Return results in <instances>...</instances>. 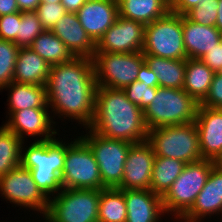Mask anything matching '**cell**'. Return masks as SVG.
<instances>
[{
  "mask_svg": "<svg viewBox=\"0 0 222 222\" xmlns=\"http://www.w3.org/2000/svg\"><path fill=\"white\" fill-rule=\"evenodd\" d=\"M96 89L91 58L73 57L68 62L52 65L46 84L52 117L73 119L88 128L94 119Z\"/></svg>",
  "mask_w": 222,
  "mask_h": 222,
  "instance_id": "6da1fadb",
  "label": "cell"
},
{
  "mask_svg": "<svg viewBox=\"0 0 222 222\" xmlns=\"http://www.w3.org/2000/svg\"><path fill=\"white\" fill-rule=\"evenodd\" d=\"M108 139L140 143L147 140L144 112L123 89L97 86L94 119L88 127Z\"/></svg>",
  "mask_w": 222,
  "mask_h": 222,
  "instance_id": "7a4b0ae2",
  "label": "cell"
},
{
  "mask_svg": "<svg viewBox=\"0 0 222 222\" xmlns=\"http://www.w3.org/2000/svg\"><path fill=\"white\" fill-rule=\"evenodd\" d=\"M24 143L23 141L21 146L20 165L30 170L33 180L48 199L54 197L63 189L61 173L64 168L67 143L56 137L46 141L34 140L30 146H27L28 148Z\"/></svg>",
  "mask_w": 222,
  "mask_h": 222,
  "instance_id": "3957f363",
  "label": "cell"
},
{
  "mask_svg": "<svg viewBox=\"0 0 222 222\" xmlns=\"http://www.w3.org/2000/svg\"><path fill=\"white\" fill-rule=\"evenodd\" d=\"M198 103L183 89L157 87L151 104L143 111L146 127L153 128L194 122Z\"/></svg>",
  "mask_w": 222,
  "mask_h": 222,
  "instance_id": "277c9868",
  "label": "cell"
},
{
  "mask_svg": "<svg viewBox=\"0 0 222 222\" xmlns=\"http://www.w3.org/2000/svg\"><path fill=\"white\" fill-rule=\"evenodd\" d=\"M147 142L158 157H168L188 164L202 159L195 122L153 128Z\"/></svg>",
  "mask_w": 222,
  "mask_h": 222,
  "instance_id": "5b68a950",
  "label": "cell"
},
{
  "mask_svg": "<svg viewBox=\"0 0 222 222\" xmlns=\"http://www.w3.org/2000/svg\"><path fill=\"white\" fill-rule=\"evenodd\" d=\"M213 161L201 159L186 164L185 168L162 197L165 214L180 220L194 205L197 195L205 186Z\"/></svg>",
  "mask_w": 222,
  "mask_h": 222,
  "instance_id": "8992f818",
  "label": "cell"
},
{
  "mask_svg": "<svg viewBox=\"0 0 222 222\" xmlns=\"http://www.w3.org/2000/svg\"><path fill=\"white\" fill-rule=\"evenodd\" d=\"M100 190L66 189L49 199L45 222H98Z\"/></svg>",
  "mask_w": 222,
  "mask_h": 222,
  "instance_id": "52a82bcc",
  "label": "cell"
},
{
  "mask_svg": "<svg viewBox=\"0 0 222 222\" xmlns=\"http://www.w3.org/2000/svg\"><path fill=\"white\" fill-rule=\"evenodd\" d=\"M61 184L66 189H105L95 156L80 136L67 143Z\"/></svg>",
  "mask_w": 222,
  "mask_h": 222,
  "instance_id": "ba28073f",
  "label": "cell"
},
{
  "mask_svg": "<svg viewBox=\"0 0 222 222\" xmlns=\"http://www.w3.org/2000/svg\"><path fill=\"white\" fill-rule=\"evenodd\" d=\"M142 53L166 59H186L182 15L169 11L164 17L147 24Z\"/></svg>",
  "mask_w": 222,
  "mask_h": 222,
  "instance_id": "9c48e42d",
  "label": "cell"
},
{
  "mask_svg": "<svg viewBox=\"0 0 222 222\" xmlns=\"http://www.w3.org/2000/svg\"><path fill=\"white\" fill-rule=\"evenodd\" d=\"M97 86L124 89L137 80L145 62L142 51L132 53L95 52L92 56Z\"/></svg>",
  "mask_w": 222,
  "mask_h": 222,
  "instance_id": "30bf717a",
  "label": "cell"
},
{
  "mask_svg": "<svg viewBox=\"0 0 222 222\" xmlns=\"http://www.w3.org/2000/svg\"><path fill=\"white\" fill-rule=\"evenodd\" d=\"M80 137L95 156L103 186L118 188L121 185L127 153L132 143L105 138L89 128H86V134Z\"/></svg>",
  "mask_w": 222,
  "mask_h": 222,
  "instance_id": "8fae6325",
  "label": "cell"
},
{
  "mask_svg": "<svg viewBox=\"0 0 222 222\" xmlns=\"http://www.w3.org/2000/svg\"><path fill=\"white\" fill-rule=\"evenodd\" d=\"M0 193L6 201L37 211L43 218L48 211L49 199L38 188L30 170L21 165L0 176Z\"/></svg>",
  "mask_w": 222,
  "mask_h": 222,
  "instance_id": "7c38bea8",
  "label": "cell"
},
{
  "mask_svg": "<svg viewBox=\"0 0 222 222\" xmlns=\"http://www.w3.org/2000/svg\"><path fill=\"white\" fill-rule=\"evenodd\" d=\"M145 26L138 21L118 16L116 22L95 44V52L132 53L142 51Z\"/></svg>",
  "mask_w": 222,
  "mask_h": 222,
  "instance_id": "4fadbf2b",
  "label": "cell"
},
{
  "mask_svg": "<svg viewBox=\"0 0 222 222\" xmlns=\"http://www.w3.org/2000/svg\"><path fill=\"white\" fill-rule=\"evenodd\" d=\"M155 154L146 141L134 143L127 153L123 178L118 189L151 190V176Z\"/></svg>",
  "mask_w": 222,
  "mask_h": 222,
  "instance_id": "5bb4252c",
  "label": "cell"
},
{
  "mask_svg": "<svg viewBox=\"0 0 222 222\" xmlns=\"http://www.w3.org/2000/svg\"><path fill=\"white\" fill-rule=\"evenodd\" d=\"M49 112V109L36 108L14 111L3 125L22 141H25L24 139L27 136L41 137L36 141L50 140L55 138L56 134H59L57 133L58 129H55L56 122Z\"/></svg>",
  "mask_w": 222,
  "mask_h": 222,
  "instance_id": "9a60e30c",
  "label": "cell"
},
{
  "mask_svg": "<svg viewBox=\"0 0 222 222\" xmlns=\"http://www.w3.org/2000/svg\"><path fill=\"white\" fill-rule=\"evenodd\" d=\"M79 22L96 44L116 22L119 11L117 0H87L76 12Z\"/></svg>",
  "mask_w": 222,
  "mask_h": 222,
  "instance_id": "2e32d148",
  "label": "cell"
},
{
  "mask_svg": "<svg viewBox=\"0 0 222 222\" xmlns=\"http://www.w3.org/2000/svg\"><path fill=\"white\" fill-rule=\"evenodd\" d=\"M194 122L202 159L214 161L222 152V109L198 105Z\"/></svg>",
  "mask_w": 222,
  "mask_h": 222,
  "instance_id": "e0dca14e",
  "label": "cell"
},
{
  "mask_svg": "<svg viewBox=\"0 0 222 222\" xmlns=\"http://www.w3.org/2000/svg\"><path fill=\"white\" fill-rule=\"evenodd\" d=\"M220 213L222 216V171L213 166L194 205L179 221L201 222L206 216L212 218V215Z\"/></svg>",
  "mask_w": 222,
  "mask_h": 222,
  "instance_id": "ac0fdd59",
  "label": "cell"
},
{
  "mask_svg": "<svg viewBox=\"0 0 222 222\" xmlns=\"http://www.w3.org/2000/svg\"><path fill=\"white\" fill-rule=\"evenodd\" d=\"M51 31L61 39L74 57L92 58L95 53V43L82 27L76 13L67 12Z\"/></svg>",
  "mask_w": 222,
  "mask_h": 222,
  "instance_id": "d6986e66",
  "label": "cell"
},
{
  "mask_svg": "<svg viewBox=\"0 0 222 222\" xmlns=\"http://www.w3.org/2000/svg\"><path fill=\"white\" fill-rule=\"evenodd\" d=\"M127 209L126 222H159L164 215L162 197L151 190H123ZM160 219V220H159Z\"/></svg>",
  "mask_w": 222,
  "mask_h": 222,
  "instance_id": "ffe728a7",
  "label": "cell"
},
{
  "mask_svg": "<svg viewBox=\"0 0 222 222\" xmlns=\"http://www.w3.org/2000/svg\"><path fill=\"white\" fill-rule=\"evenodd\" d=\"M185 52L189 59H200L220 43L221 32L215 26H204L182 15Z\"/></svg>",
  "mask_w": 222,
  "mask_h": 222,
  "instance_id": "44dd1931",
  "label": "cell"
},
{
  "mask_svg": "<svg viewBox=\"0 0 222 222\" xmlns=\"http://www.w3.org/2000/svg\"><path fill=\"white\" fill-rule=\"evenodd\" d=\"M51 65L30 47H20L13 75V81L24 84H47Z\"/></svg>",
  "mask_w": 222,
  "mask_h": 222,
  "instance_id": "7402d4cb",
  "label": "cell"
},
{
  "mask_svg": "<svg viewBox=\"0 0 222 222\" xmlns=\"http://www.w3.org/2000/svg\"><path fill=\"white\" fill-rule=\"evenodd\" d=\"M9 90L8 115L23 109H49L45 85L11 82L1 90Z\"/></svg>",
  "mask_w": 222,
  "mask_h": 222,
  "instance_id": "603a6c76",
  "label": "cell"
},
{
  "mask_svg": "<svg viewBox=\"0 0 222 222\" xmlns=\"http://www.w3.org/2000/svg\"><path fill=\"white\" fill-rule=\"evenodd\" d=\"M119 16L144 25L164 17L170 11V0H117Z\"/></svg>",
  "mask_w": 222,
  "mask_h": 222,
  "instance_id": "cb8c5ba5",
  "label": "cell"
},
{
  "mask_svg": "<svg viewBox=\"0 0 222 222\" xmlns=\"http://www.w3.org/2000/svg\"><path fill=\"white\" fill-rule=\"evenodd\" d=\"M146 64L158 77V86L172 89L183 88L186 59H166L153 55H144Z\"/></svg>",
  "mask_w": 222,
  "mask_h": 222,
  "instance_id": "d4e9b609",
  "label": "cell"
},
{
  "mask_svg": "<svg viewBox=\"0 0 222 222\" xmlns=\"http://www.w3.org/2000/svg\"><path fill=\"white\" fill-rule=\"evenodd\" d=\"M215 72L200 59L186 58L183 89L200 104L207 96Z\"/></svg>",
  "mask_w": 222,
  "mask_h": 222,
  "instance_id": "484cf974",
  "label": "cell"
},
{
  "mask_svg": "<svg viewBox=\"0 0 222 222\" xmlns=\"http://www.w3.org/2000/svg\"><path fill=\"white\" fill-rule=\"evenodd\" d=\"M185 166L186 163L183 161L155 156L151 176V191L163 197Z\"/></svg>",
  "mask_w": 222,
  "mask_h": 222,
  "instance_id": "4316f807",
  "label": "cell"
},
{
  "mask_svg": "<svg viewBox=\"0 0 222 222\" xmlns=\"http://www.w3.org/2000/svg\"><path fill=\"white\" fill-rule=\"evenodd\" d=\"M29 47L51 66L68 62L74 57L51 30L38 35Z\"/></svg>",
  "mask_w": 222,
  "mask_h": 222,
  "instance_id": "83f0119b",
  "label": "cell"
},
{
  "mask_svg": "<svg viewBox=\"0 0 222 222\" xmlns=\"http://www.w3.org/2000/svg\"><path fill=\"white\" fill-rule=\"evenodd\" d=\"M127 209L123 189L100 190L98 222H126Z\"/></svg>",
  "mask_w": 222,
  "mask_h": 222,
  "instance_id": "f1b7e54d",
  "label": "cell"
},
{
  "mask_svg": "<svg viewBox=\"0 0 222 222\" xmlns=\"http://www.w3.org/2000/svg\"><path fill=\"white\" fill-rule=\"evenodd\" d=\"M22 143L17 135L0 126V176L20 166Z\"/></svg>",
  "mask_w": 222,
  "mask_h": 222,
  "instance_id": "f546056e",
  "label": "cell"
},
{
  "mask_svg": "<svg viewBox=\"0 0 222 222\" xmlns=\"http://www.w3.org/2000/svg\"><path fill=\"white\" fill-rule=\"evenodd\" d=\"M19 49L13 41L0 39V91L13 82Z\"/></svg>",
  "mask_w": 222,
  "mask_h": 222,
  "instance_id": "4dcf8cb0",
  "label": "cell"
},
{
  "mask_svg": "<svg viewBox=\"0 0 222 222\" xmlns=\"http://www.w3.org/2000/svg\"><path fill=\"white\" fill-rule=\"evenodd\" d=\"M44 31L42 22L35 11L21 12L18 36L14 43L18 47H29L35 38Z\"/></svg>",
  "mask_w": 222,
  "mask_h": 222,
  "instance_id": "1f68e13d",
  "label": "cell"
},
{
  "mask_svg": "<svg viewBox=\"0 0 222 222\" xmlns=\"http://www.w3.org/2000/svg\"><path fill=\"white\" fill-rule=\"evenodd\" d=\"M218 0H204L189 10L185 16L194 23L215 26L218 17Z\"/></svg>",
  "mask_w": 222,
  "mask_h": 222,
  "instance_id": "d6a6232c",
  "label": "cell"
},
{
  "mask_svg": "<svg viewBox=\"0 0 222 222\" xmlns=\"http://www.w3.org/2000/svg\"><path fill=\"white\" fill-rule=\"evenodd\" d=\"M123 90L127 98L143 111L151 104L157 93V87H148L145 83L137 80Z\"/></svg>",
  "mask_w": 222,
  "mask_h": 222,
  "instance_id": "836d02e7",
  "label": "cell"
},
{
  "mask_svg": "<svg viewBox=\"0 0 222 222\" xmlns=\"http://www.w3.org/2000/svg\"><path fill=\"white\" fill-rule=\"evenodd\" d=\"M44 30H51L67 11L61 3H40L35 11Z\"/></svg>",
  "mask_w": 222,
  "mask_h": 222,
  "instance_id": "e575fe53",
  "label": "cell"
},
{
  "mask_svg": "<svg viewBox=\"0 0 222 222\" xmlns=\"http://www.w3.org/2000/svg\"><path fill=\"white\" fill-rule=\"evenodd\" d=\"M21 12L0 16V39L15 41L18 36Z\"/></svg>",
  "mask_w": 222,
  "mask_h": 222,
  "instance_id": "d590c367",
  "label": "cell"
},
{
  "mask_svg": "<svg viewBox=\"0 0 222 222\" xmlns=\"http://www.w3.org/2000/svg\"><path fill=\"white\" fill-rule=\"evenodd\" d=\"M199 105L222 109V74L220 72L215 73L209 92Z\"/></svg>",
  "mask_w": 222,
  "mask_h": 222,
  "instance_id": "8d00e7d4",
  "label": "cell"
},
{
  "mask_svg": "<svg viewBox=\"0 0 222 222\" xmlns=\"http://www.w3.org/2000/svg\"><path fill=\"white\" fill-rule=\"evenodd\" d=\"M212 71L220 72L222 70V46L215 45L212 50H209L200 58Z\"/></svg>",
  "mask_w": 222,
  "mask_h": 222,
  "instance_id": "74e56055",
  "label": "cell"
},
{
  "mask_svg": "<svg viewBox=\"0 0 222 222\" xmlns=\"http://www.w3.org/2000/svg\"><path fill=\"white\" fill-rule=\"evenodd\" d=\"M202 1L204 0H170V11L175 14L185 15Z\"/></svg>",
  "mask_w": 222,
  "mask_h": 222,
  "instance_id": "f35d334b",
  "label": "cell"
},
{
  "mask_svg": "<svg viewBox=\"0 0 222 222\" xmlns=\"http://www.w3.org/2000/svg\"><path fill=\"white\" fill-rule=\"evenodd\" d=\"M137 81L145 83L148 87H158V77L154 74L153 70L148 67L146 62L140 67Z\"/></svg>",
  "mask_w": 222,
  "mask_h": 222,
  "instance_id": "ab89813d",
  "label": "cell"
},
{
  "mask_svg": "<svg viewBox=\"0 0 222 222\" xmlns=\"http://www.w3.org/2000/svg\"><path fill=\"white\" fill-rule=\"evenodd\" d=\"M16 12H20L16 0H0V16Z\"/></svg>",
  "mask_w": 222,
  "mask_h": 222,
  "instance_id": "60d3db41",
  "label": "cell"
},
{
  "mask_svg": "<svg viewBox=\"0 0 222 222\" xmlns=\"http://www.w3.org/2000/svg\"><path fill=\"white\" fill-rule=\"evenodd\" d=\"M20 12L36 11L41 0H16Z\"/></svg>",
  "mask_w": 222,
  "mask_h": 222,
  "instance_id": "b9f144b4",
  "label": "cell"
},
{
  "mask_svg": "<svg viewBox=\"0 0 222 222\" xmlns=\"http://www.w3.org/2000/svg\"><path fill=\"white\" fill-rule=\"evenodd\" d=\"M86 2L87 0H61V4L69 13H76Z\"/></svg>",
  "mask_w": 222,
  "mask_h": 222,
  "instance_id": "7bdbcfd3",
  "label": "cell"
},
{
  "mask_svg": "<svg viewBox=\"0 0 222 222\" xmlns=\"http://www.w3.org/2000/svg\"><path fill=\"white\" fill-rule=\"evenodd\" d=\"M218 17L215 23V27L222 32V0H218Z\"/></svg>",
  "mask_w": 222,
  "mask_h": 222,
  "instance_id": "ee69618b",
  "label": "cell"
},
{
  "mask_svg": "<svg viewBox=\"0 0 222 222\" xmlns=\"http://www.w3.org/2000/svg\"><path fill=\"white\" fill-rule=\"evenodd\" d=\"M214 167L222 171V152L213 161Z\"/></svg>",
  "mask_w": 222,
  "mask_h": 222,
  "instance_id": "f6af8a7d",
  "label": "cell"
},
{
  "mask_svg": "<svg viewBox=\"0 0 222 222\" xmlns=\"http://www.w3.org/2000/svg\"><path fill=\"white\" fill-rule=\"evenodd\" d=\"M41 3H61V0H41Z\"/></svg>",
  "mask_w": 222,
  "mask_h": 222,
  "instance_id": "bcb514c9",
  "label": "cell"
},
{
  "mask_svg": "<svg viewBox=\"0 0 222 222\" xmlns=\"http://www.w3.org/2000/svg\"><path fill=\"white\" fill-rule=\"evenodd\" d=\"M220 44L222 46V32H221V37H220Z\"/></svg>",
  "mask_w": 222,
  "mask_h": 222,
  "instance_id": "7dc6e473",
  "label": "cell"
}]
</instances>
